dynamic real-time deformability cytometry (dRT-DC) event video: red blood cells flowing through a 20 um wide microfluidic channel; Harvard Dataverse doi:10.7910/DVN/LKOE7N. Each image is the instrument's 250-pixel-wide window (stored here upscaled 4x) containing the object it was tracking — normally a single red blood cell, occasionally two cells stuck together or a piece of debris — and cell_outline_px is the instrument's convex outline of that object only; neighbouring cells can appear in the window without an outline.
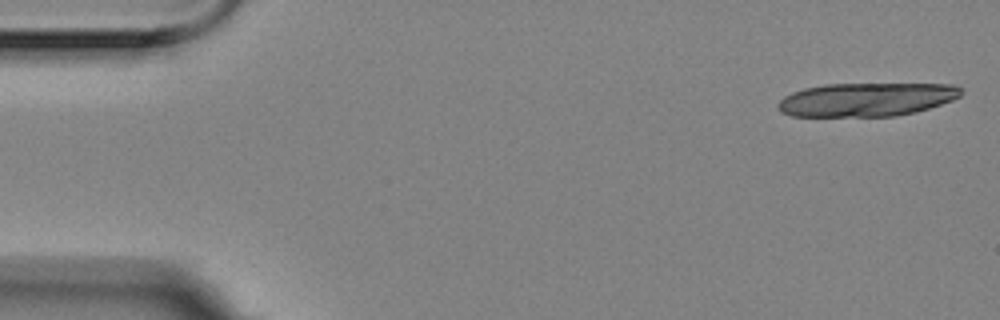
{"species": "Egyptian fruit bat (a non-hibernating species)", "species_latin": "Rousettus aegyptiacus", "temperature_condition": "room temperature", "stored_images_in_passage": 6, "camera_frame_rate_fps": 3000, "um_per_image_px": 0.085, "animal": {"sex": "female"}, "frame": {"image": 1, "passage_image": 1, "time_ms": 0.0, "image_size_px": [1000, 320], "cell_outline_px": [[964, 92], [960, 96], [952, 100], [916, 112], [896, 116], [792, 116], [780, 112], [776, 108], [776, 104], [784, 96], [792, 92], [804, 88], [824, 84], [956, 84]], "centroid_in_image_um": [73.62, 8.46], "position_along_channel_um": 11.4, "area_um2": 36.01}}
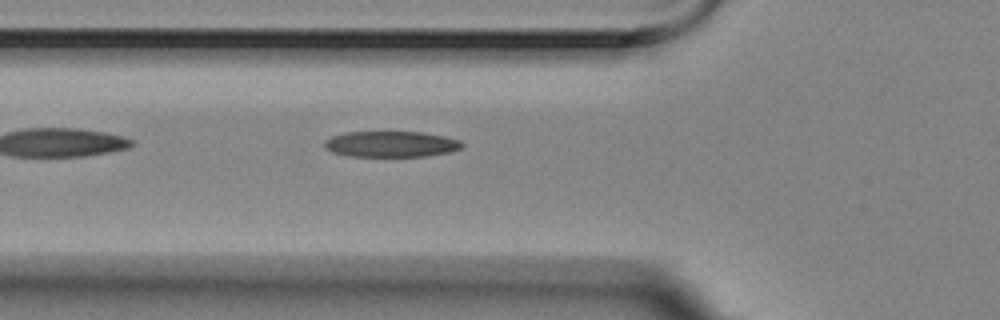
{"frame": {"image": 2, "passage_image": 6, "time_ms": 1.667, "image_size_px": [1000, 320], "cell_outline_px": [[464, 148], [452, 152], [424, 156], [348, 156], [332, 152], [324, 148], [324, 140], [332, 136], [344, 132], [424, 132], [444, 136], [460, 140], [464, 144]], "centroid_in_image_um": [33.26, 12.25], "position_along_channel_um": 92.5, "area_um2": 20.98}}